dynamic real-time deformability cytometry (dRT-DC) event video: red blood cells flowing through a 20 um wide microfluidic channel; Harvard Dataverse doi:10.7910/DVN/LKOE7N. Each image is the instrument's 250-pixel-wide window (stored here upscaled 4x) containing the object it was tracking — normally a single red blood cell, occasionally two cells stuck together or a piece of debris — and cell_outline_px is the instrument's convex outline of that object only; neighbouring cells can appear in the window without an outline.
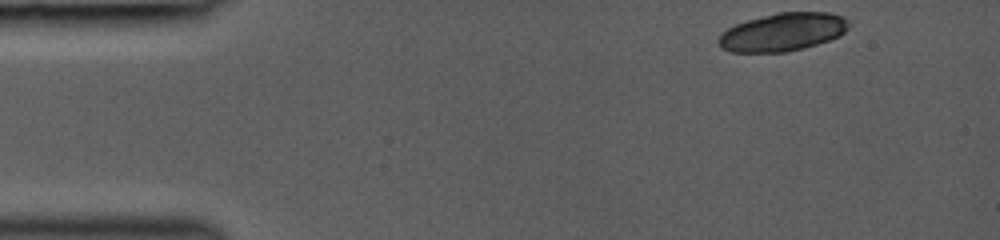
{"species": "common noctule bat (a hibernating species)", "species_latin": "Nyctalus noctula", "temperature_condition": "room temperature", "stored_images_in_passage": 45, "camera_frame_rate_fps": 3000, "um_per_image_px": 0.085, "animal": {"sex": "female", "body_mass_g": 19.0, "forearm_length_mm": 53.3}, "frame": {"image": 1, "passage_image": 1, "time_ms": 0.0, "image_size_px": [1000, 240], "cell_outline_px": [[848, 28], [840, 36], [804, 48], [788, 52], [732, 52], [720, 48], [720, 32], [736, 24], [748, 20], [776, 12], [828, 12], [844, 16], [848, 20]], "centroid_in_image_um": [66.55, 2.72], "position_along_channel_um": 18.5, "area_um2": 28.9}}
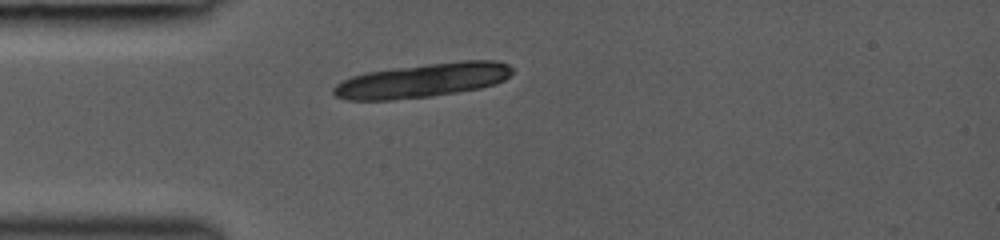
{"frame": {"image": 2, "passage_image": 11, "time_ms": 2.667, "image_size_px": [1000, 240], "cell_outline_px": [[512, 72], [504, 80], [496, 84], [480, 88], [432, 96], [392, 100], [344, 100], [336, 96], [332, 92], [332, 88], [336, 84], [352, 76], [364, 72], [392, 68], [464, 60], [496, 60], [508, 64], [512, 68]], "centroid_in_image_um": [35.9, 6.83], "position_along_channel_um": 49.1, "area_um2": 35.6}}
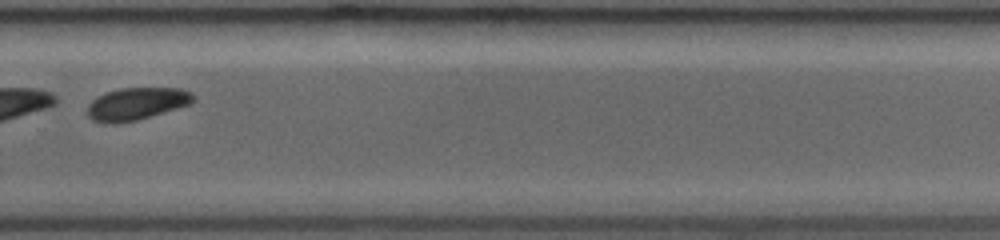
{"frame": {"image": 3, "passage_image": 41, "time_ms": 9.333, "image_size_px": [1000, 240], "cell_outline_px": [[196, 100], [188, 104], [176, 108], [136, 120], [116, 124], [104, 124], [92, 120], [88, 116], [88, 104], [96, 96], [104, 92], [120, 88], [180, 88], [192, 92]], "centroid_in_image_um": [11.56, 8.82], "position_along_channel_um": 318.2, "area_um2": 20.06}}